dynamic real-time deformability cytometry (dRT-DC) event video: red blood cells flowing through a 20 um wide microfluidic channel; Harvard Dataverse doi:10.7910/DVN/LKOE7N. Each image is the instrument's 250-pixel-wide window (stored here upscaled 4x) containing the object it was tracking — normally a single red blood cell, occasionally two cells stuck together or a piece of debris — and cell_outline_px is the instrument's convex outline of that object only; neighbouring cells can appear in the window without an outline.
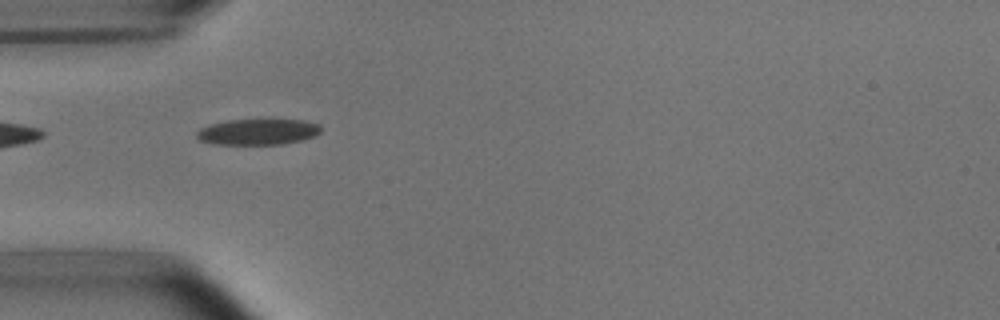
{"species": "common noctule bat (a hibernating species)", "species_latin": "Nyctalus noctula", "temperature_condition": "room temperature", "stored_images_in_passage": 6, "camera_frame_rate_fps": 3000, "um_per_image_px": 0.085, "animal": {"sex": "male", "body_mass_g": 15.6}, "frame": {"image": 1, "passage_image": 5, "time_ms": 4.667, "image_size_px": [1000, 320], "cell_outline_px": [[320, 132], [316, 136], [304, 140], [284, 144], [212, 144], [200, 140], [196, 136], [196, 132], [200, 128], [208, 124], [228, 120], [304, 120], [320, 124]], "centroid_in_image_um": [21.93, 11.21], "position_along_channel_um": 63.1, "area_um2": 18.9}}